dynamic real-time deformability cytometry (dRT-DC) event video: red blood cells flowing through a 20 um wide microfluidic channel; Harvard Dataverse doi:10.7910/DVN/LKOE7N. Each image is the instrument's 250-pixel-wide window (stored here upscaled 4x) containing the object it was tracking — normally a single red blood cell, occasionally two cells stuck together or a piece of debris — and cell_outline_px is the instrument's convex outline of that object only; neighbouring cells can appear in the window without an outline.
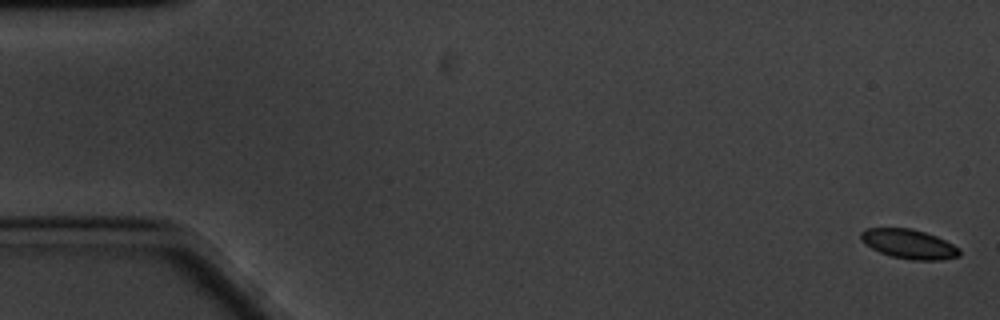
{"species": "common noctule bat (a hibernating species)", "species_latin": "Nyctalus noctula", "temperature_condition": "cold", "stored_images_in_passage": 61, "camera_frame_rate_fps": 3000, "um_per_image_px": 0.085, "animal": {"sex": "male", "body_mass_g": 20.1, "forearm_length_mm": 53.5}, "frame": {"image": 1, "passage_image": 1, "time_ms": 0.0, "image_size_px": [1000, 320], "cell_outline_px": [[960, 256], [940, 260], [912, 260], [892, 256], [880, 252], [864, 244], [860, 240], [860, 232], [864, 228], [912, 228], [936, 236], [960, 248]], "centroid_in_image_um": [77.23, 20.73], "position_along_channel_um": 7.8, "area_um2": 16.94}}
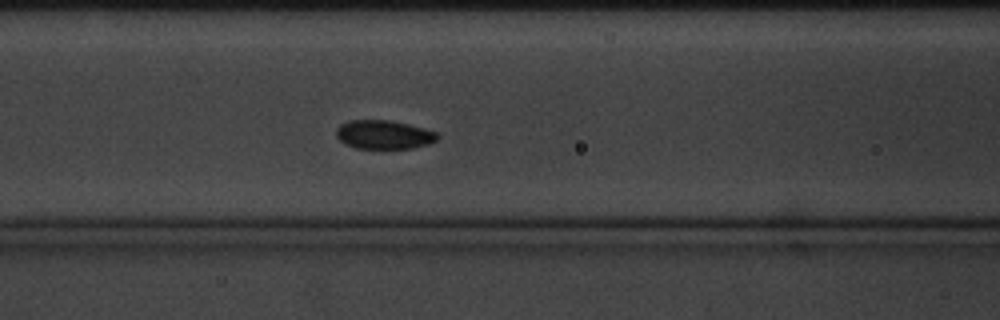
{"frame": {"image": 2, "passage_image": 25, "time_ms": 8.0, "image_size_px": [1000, 320], "cell_outline_px": [[440, 136], [436, 140], [428, 144], [412, 148], [356, 148], [344, 144], [336, 136], [336, 128], [340, 124], [348, 120], [392, 120], [424, 128], [436, 132]], "centroid_in_image_um": [32.61, 11.43], "position_along_channel_um": 134.0, "area_um2": 17.05}}
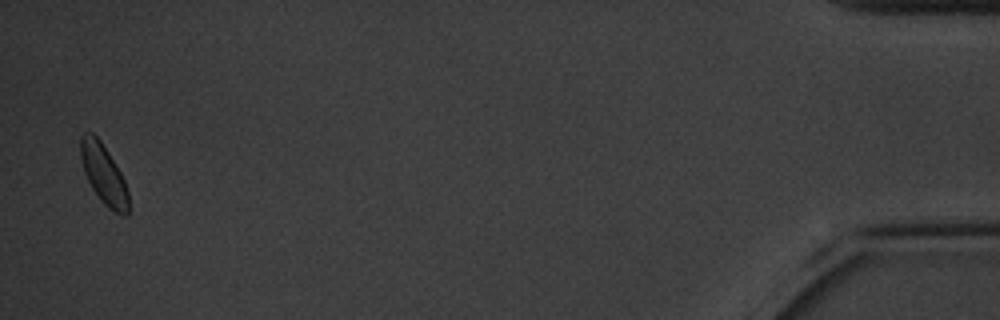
{"frame": {"image": 3, "passage_image": 60, "time_ms": 19.667, "image_size_px": [1000, 320], "cell_outline_px": [[128, 216], [120, 216], [108, 208], [100, 200], [92, 188], [84, 172], [80, 160], [80, 136], [84, 132], [92, 132], [100, 140], [108, 152], [120, 172], [124, 180], [128, 192]], "centroid_in_image_um": [8.8, 14.82], "position_along_channel_um": 426.4, "area_um2": 16.76}}